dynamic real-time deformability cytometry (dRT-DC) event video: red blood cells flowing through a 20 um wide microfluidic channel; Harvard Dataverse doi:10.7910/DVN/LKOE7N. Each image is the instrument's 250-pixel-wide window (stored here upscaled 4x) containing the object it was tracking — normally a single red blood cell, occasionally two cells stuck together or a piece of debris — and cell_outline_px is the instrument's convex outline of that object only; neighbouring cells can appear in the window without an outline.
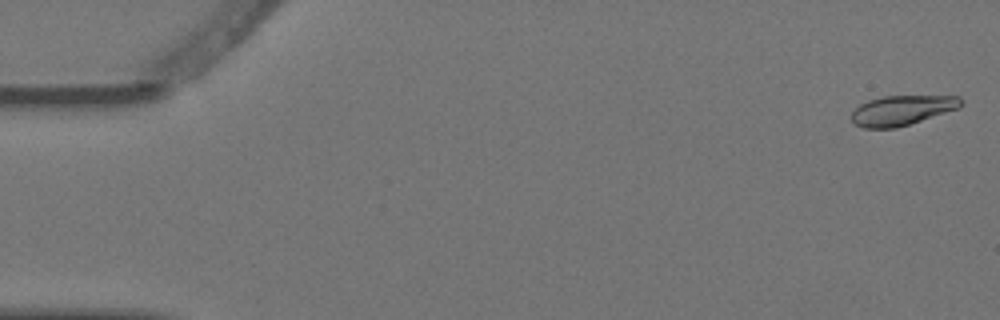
{"species": "Egyptian fruit bat (a non-hibernating species)", "species_latin": "Rousettus aegyptiacus", "temperature_condition": "warm", "stored_images_in_passage": 5, "camera_frame_rate_fps": 3000, "um_per_image_px": 0.085, "animal": {"sex": "female"}, "frame": {"image": 1, "passage_image": 1, "time_ms": 0.0, "image_size_px": [1000, 320], "cell_outline_px": [[964, 104], [960, 108], [896, 128], [864, 128], [852, 124], [852, 112], [860, 104], [868, 100], [884, 96], [960, 96]], "centroid_in_image_um": [76.67, 9.37], "position_along_channel_um": 8.3, "area_um2": 19.07}}
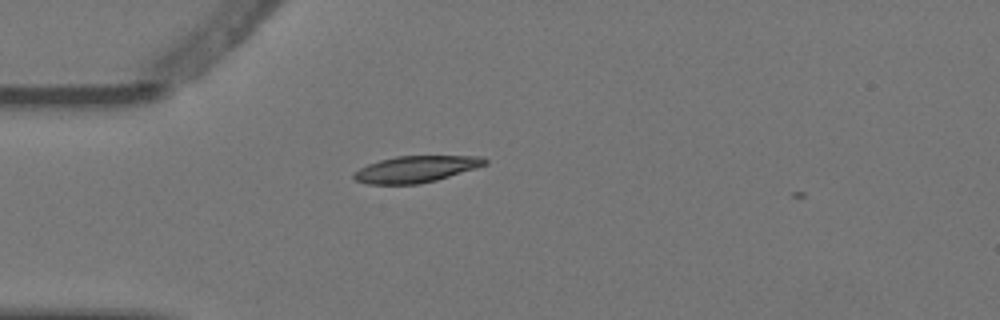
{"frame": {"image": 2, "passage_image": 4, "time_ms": 1.0, "image_size_px": [1000, 320], "cell_outline_px": [[488, 164], [476, 168], [436, 180], [420, 184], [368, 184], [356, 180], [352, 176], [352, 172], [368, 164], [380, 160], [396, 156], [484, 156], [488, 160]], "centroid_in_image_um": [35.36, 14.37], "position_along_channel_um": 49.6, "area_um2": 20.29}}